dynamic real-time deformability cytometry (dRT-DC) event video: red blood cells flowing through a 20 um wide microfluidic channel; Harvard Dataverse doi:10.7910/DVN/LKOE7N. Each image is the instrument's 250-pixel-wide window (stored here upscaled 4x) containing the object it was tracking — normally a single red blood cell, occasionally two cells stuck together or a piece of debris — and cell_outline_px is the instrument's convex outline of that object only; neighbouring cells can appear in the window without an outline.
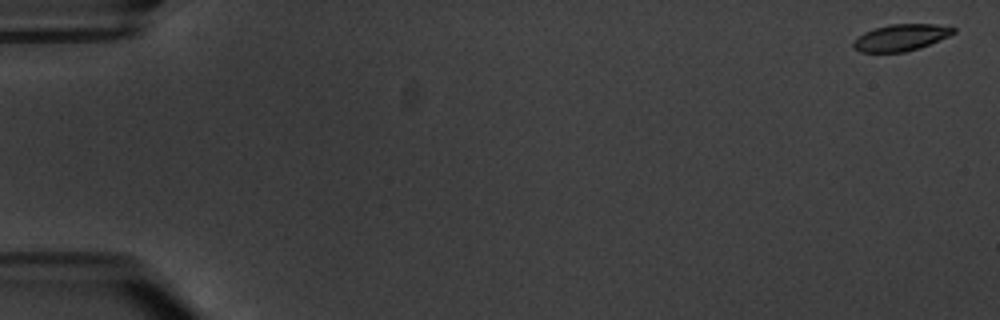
{"species": "common noctule bat (a hibernating species)", "species_latin": "Nyctalus noctula", "temperature_condition": "warm", "stored_images_in_passage": 2, "segment_of_instrument_passage": [2, 2], "camera_frame_rate_fps": 3000, "um_per_image_px": 0.085, "animal": {"sex": "male", "body_mass_g": 20.1, "forearm_length_mm": 53.5}, "frame": {"image": 1, "passage_image": 2, "time_ms": 1.333, "image_size_px": [1000, 320], "cell_outline_px": [[956, 32], [948, 36], [920, 48], [904, 52], [860, 52], [852, 48], [852, 44], [864, 32], [888, 24], [936, 24], [956, 28]], "centroid_in_image_um": [76.58, 3.19], "position_along_channel_um": 8.4, "area_um2": 15.43}}